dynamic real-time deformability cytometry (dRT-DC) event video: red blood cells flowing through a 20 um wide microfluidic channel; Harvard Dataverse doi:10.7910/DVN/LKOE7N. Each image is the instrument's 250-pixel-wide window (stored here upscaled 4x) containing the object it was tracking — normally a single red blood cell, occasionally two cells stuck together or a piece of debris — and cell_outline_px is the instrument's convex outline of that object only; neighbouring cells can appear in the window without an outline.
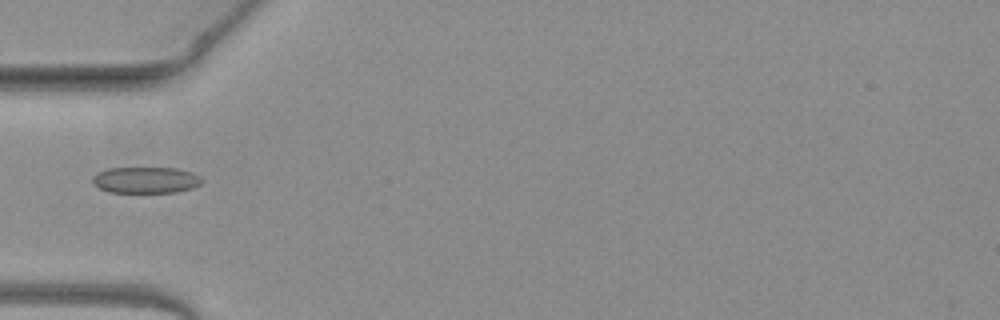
{"species": "common noctule bat (a hibernating species)", "species_latin": "Nyctalus noctula", "temperature_condition": "warm", "stored_images_in_passage": 31, "camera_frame_rate_fps": 3000, "um_per_image_px": 0.085, "animal": {"sex": "female", "body_mass_g": 19.3, "forearm_length_mm": 54.1}, "frame": {"image": 1, "passage_image": 1, "time_ms": 0.0, "image_size_px": [1000, 320], "cell_outline_px": [[204, 180], [200, 184], [192, 188], [176, 192], [108, 192], [92, 184], [92, 176], [96, 172], [108, 168], [176, 168], [192, 172], [200, 176]], "centroid_in_image_um": [12.37, 15.3], "position_along_channel_um": 72.6, "area_um2": 16.88}}